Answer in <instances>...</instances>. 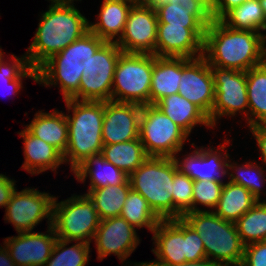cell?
<instances>
[{"instance_id":"6da1fadb","label":"cell","mask_w":266,"mask_h":266,"mask_svg":"<svg viewBox=\"0 0 266 266\" xmlns=\"http://www.w3.org/2000/svg\"><path fill=\"white\" fill-rule=\"evenodd\" d=\"M266 32L236 30L220 20L206 27L203 57L210 66L248 71L265 62Z\"/></svg>"},{"instance_id":"7a4b0ae2","label":"cell","mask_w":266,"mask_h":266,"mask_svg":"<svg viewBox=\"0 0 266 266\" xmlns=\"http://www.w3.org/2000/svg\"><path fill=\"white\" fill-rule=\"evenodd\" d=\"M39 20L33 42L25 53L29 65L36 70L89 31V21L74 4H49Z\"/></svg>"},{"instance_id":"3957f363","label":"cell","mask_w":266,"mask_h":266,"mask_svg":"<svg viewBox=\"0 0 266 266\" xmlns=\"http://www.w3.org/2000/svg\"><path fill=\"white\" fill-rule=\"evenodd\" d=\"M65 114L68 124V143L63 155L73 172L87 158L101 154L104 101L67 99Z\"/></svg>"},{"instance_id":"277c9868","label":"cell","mask_w":266,"mask_h":266,"mask_svg":"<svg viewBox=\"0 0 266 266\" xmlns=\"http://www.w3.org/2000/svg\"><path fill=\"white\" fill-rule=\"evenodd\" d=\"M104 43V40L89 30L44 62L37 69L36 83L50 88L58 85L63 99H71L79 90L83 69Z\"/></svg>"},{"instance_id":"5b68a950","label":"cell","mask_w":266,"mask_h":266,"mask_svg":"<svg viewBox=\"0 0 266 266\" xmlns=\"http://www.w3.org/2000/svg\"><path fill=\"white\" fill-rule=\"evenodd\" d=\"M182 218L200 236L206 258L222 266H241L245 245L234 222L223 220L208 209L187 212Z\"/></svg>"},{"instance_id":"8992f818","label":"cell","mask_w":266,"mask_h":266,"mask_svg":"<svg viewBox=\"0 0 266 266\" xmlns=\"http://www.w3.org/2000/svg\"><path fill=\"white\" fill-rule=\"evenodd\" d=\"M174 158L149 156L129 176L131 188L141 194L161 220L173 219Z\"/></svg>"},{"instance_id":"52a82bcc","label":"cell","mask_w":266,"mask_h":266,"mask_svg":"<svg viewBox=\"0 0 266 266\" xmlns=\"http://www.w3.org/2000/svg\"><path fill=\"white\" fill-rule=\"evenodd\" d=\"M100 223L97 210L86 194L53 201L52 226L57 238L90 244Z\"/></svg>"},{"instance_id":"ba28073f","label":"cell","mask_w":266,"mask_h":266,"mask_svg":"<svg viewBox=\"0 0 266 266\" xmlns=\"http://www.w3.org/2000/svg\"><path fill=\"white\" fill-rule=\"evenodd\" d=\"M152 54L122 53L117 61L111 101L150 104Z\"/></svg>"},{"instance_id":"9c48e42d","label":"cell","mask_w":266,"mask_h":266,"mask_svg":"<svg viewBox=\"0 0 266 266\" xmlns=\"http://www.w3.org/2000/svg\"><path fill=\"white\" fill-rule=\"evenodd\" d=\"M188 135L157 106L143 105L139 138L148 156H178L183 151Z\"/></svg>"},{"instance_id":"30bf717a","label":"cell","mask_w":266,"mask_h":266,"mask_svg":"<svg viewBox=\"0 0 266 266\" xmlns=\"http://www.w3.org/2000/svg\"><path fill=\"white\" fill-rule=\"evenodd\" d=\"M122 53L116 43L105 42L83 69L79 90L71 99L104 102L111 100L115 67Z\"/></svg>"},{"instance_id":"8fae6325","label":"cell","mask_w":266,"mask_h":266,"mask_svg":"<svg viewBox=\"0 0 266 266\" xmlns=\"http://www.w3.org/2000/svg\"><path fill=\"white\" fill-rule=\"evenodd\" d=\"M214 79L215 100L208 120L212 129L221 117L242 113L248 125L249 104L247 97L246 72L236 69L210 66Z\"/></svg>"},{"instance_id":"7c38bea8","label":"cell","mask_w":266,"mask_h":266,"mask_svg":"<svg viewBox=\"0 0 266 266\" xmlns=\"http://www.w3.org/2000/svg\"><path fill=\"white\" fill-rule=\"evenodd\" d=\"M55 196L40 192L36 188H24L11 195L5 207L4 220L12 223L17 233L32 232L45 218L52 225L53 201Z\"/></svg>"},{"instance_id":"4fadbf2b","label":"cell","mask_w":266,"mask_h":266,"mask_svg":"<svg viewBox=\"0 0 266 266\" xmlns=\"http://www.w3.org/2000/svg\"><path fill=\"white\" fill-rule=\"evenodd\" d=\"M156 10L138 0L130 9L124 33L116 43L123 53L153 54L157 40Z\"/></svg>"},{"instance_id":"5bb4252c","label":"cell","mask_w":266,"mask_h":266,"mask_svg":"<svg viewBox=\"0 0 266 266\" xmlns=\"http://www.w3.org/2000/svg\"><path fill=\"white\" fill-rule=\"evenodd\" d=\"M178 93L209 117L215 100L214 79L210 65L201 56L182 58V76Z\"/></svg>"},{"instance_id":"9a60e30c","label":"cell","mask_w":266,"mask_h":266,"mask_svg":"<svg viewBox=\"0 0 266 266\" xmlns=\"http://www.w3.org/2000/svg\"><path fill=\"white\" fill-rule=\"evenodd\" d=\"M137 230L122 217L100 220L94 236L97 260H103L114 254L122 262L136 250L140 244Z\"/></svg>"},{"instance_id":"2e32d148","label":"cell","mask_w":266,"mask_h":266,"mask_svg":"<svg viewBox=\"0 0 266 266\" xmlns=\"http://www.w3.org/2000/svg\"><path fill=\"white\" fill-rule=\"evenodd\" d=\"M230 139L224 140L223 144L215 149L210 147H196L192 153L182 155L184 158L174 156L178 170L188 175L192 180H215L223 182L222 177L227 175V160L230 157L225 147L230 144ZM221 149V150H220ZM225 152H224V151ZM224 152V153H223Z\"/></svg>"},{"instance_id":"e0dca14e","label":"cell","mask_w":266,"mask_h":266,"mask_svg":"<svg viewBox=\"0 0 266 266\" xmlns=\"http://www.w3.org/2000/svg\"><path fill=\"white\" fill-rule=\"evenodd\" d=\"M205 30L158 23L155 56L190 59L203 56Z\"/></svg>"},{"instance_id":"ac0fdd59","label":"cell","mask_w":266,"mask_h":266,"mask_svg":"<svg viewBox=\"0 0 266 266\" xmlns=\"http://www.w3.org/2000/svg\"><path fill=\"white\" fill-rule=\"evenodd\" d=\"M142 106L136 103L104 102L103 144L127 142L139 138Z\"/></svg>"},{"instance_id":"d6986e66","label":"cell","mask_w":266,"mask_h":266,"mask_svg":"<svg viewBox=\"0 0 266 266\" xmlns=\"http://www.w3.org/2000/svg\"><path fill=\"white\" fill-rule=\"evenodd\" d=\"M45 232H22L4 239L16 266H45L57 240L52 225Z\"/></svg>"},{"instance_id":"ffe728a7","label":"cell","mask_w":266,"mask_h":266,"mask_svg":"<svg viewBox=\"0 0 266 266\" xmlns=\"http://www.w3.org/2000/svg\"><path fill=\"white\" fill-rule=\"evenodd\" d=\"M154 261L126 262L124 266H144L145 263L176 264L185 262V220L183 218L161 220L152 232ZM127 263H130V265Z\"/></svg>"},{"instance_id":"44dd1931","label":"cell","mask_w":266,"mask_h":266,"mask_svg":"<svg viewBox=\"0 0 266 266\" xmlns=\"http://www.w3.org/2000/svg\"><path fill=\"white\" fill-rule=\"evenodd\" d=\"M138 0H103L97 22H89V30L105 42L117 43L124 33L131 7Z\"/></svg>"},{"instance_id":"7402d4cb","label":"cell","mask_w":266,"mask_h":266,"mask_svg":"<svg viewBox=\"0 0 266 266\" xmlns=\"http://www.w3.org/2000/svg\"><path fill=\"white\" fill-rule=\"evenodd\" d=\"M23 138L24 163L21 168L31 175L46 170L57 172L61 164H65L63 154L54 146L32 135L26 128L18 132Z\"/></svg>"},{"instance_id":"603a6c76","label":"cell","mask_w":266,"mask_h":266,"mask_svg":"<svg viewBox=\"0 0 266 266\" xmlns=\"http://www.w3.org/2000/svg\"><path fill=\"white\" fill-rule=\"evenodd\" d=\"M182 76V58L157 57L152 54L150 104L178 93Z\"/></svg>"},{"instance_id":"cb8c5ba5","label":"cell","mask_w":266,"mask_h":266,"mask_svg":"<svg viewBox=\"0 0 266 266\" xmlns=\"http://www.w3.org/2000/svg\"><path fill=\"white\" fill-rule=\"evenodd\" d=\"M26 129L35 137L57 148L63 155L68 143V124L65 112L53 109L52 112L37 111Z\"/></svg>"},{"instance_id":"d4e9b609","label":"cell","mask_w":266,"mask_h":266,"mask_svg":"<svg viewBox=\"0 0 266 266\" xmlns=\"http://www.w3.org/2000/svg\"><path fill=\"white\" fill-rule=\"evenodd\" d=\"M157 106L174 123H176L189 137L195 126L211 127L208 117L192 102L179 93L172 94L159 100Z\"/></svg>"},{"instance_id":"484cf974","label":"cell","mask_w":266,"mask_h":266,"mask_svg":"<svg viewBox=\"0 0 266 266\" xmlns=\"http://www.w3.org/2000/svg\"><path fill=\"white\" fill-rule=\"evenodd\" d=\"M73 174L77 181L82 183H85L89 176L90 183L88 189L121 184L128 178L127 174L111 162L105 160L101 154L87 158L73 171Z\"/></svg>"},{"instance_id":"4316f807","label":"cell","mask_w":266,"mask_h":266,"mask_svg":"<svg viewBox=\"0 0 266 266\" xmlns=\"http://www.w3.org/2000/svg\"><path fill=\"white\" fill-rule=\"evenodd\" d=\"M258 200L242 185L227 181L223 184L221 197L213 212L223 220L236 222Z\"/></svg>"},{"instance_id":"83f0119b","label":"cell","mask_w":266,"mask_h":266,"mask_svg":"<svg viewBox=\"0 0 266 266\" xmlns=\"http://www.w3.org/2000/svg\"><path fill=\"white\" fill-rule=\"evenodd\" d=\"M248 127L266 125V61L246 71Z\"/></svg>"},{"instance_id":"f1b7e54d","label":"cell","mask_w":266,"mask_h":266,"mask_svg":"<svg viewBox=\"0 0 266 266\" xmlns=\"http://www.w3.org/2000/svg\"><path fill=\"white\" fill-rule=\"evenodd\" d=\"M131 189L129 178L117 185L88 189L86 194L93 202L100 220L119 217Z\"/></svg>"},{"instance_id":"f546056e","label":"cell","mask_w":266,"mask_h":266,"mask_svg":"<svg viewBox=\"0 0 266 266\" xmlns=\"http://www.w3.org/2000/svg\"><path fill=\"white\" fill-rule=\"evenodd\" d=\"M101 155L128 176L149 157L140 138L122 143L104 144Z\"/></svg>"},{"instance_id":"4dcf8cb0","label":"cell","mask_w":266,"mask_h":266,"mask_svg":"<svg viewBox=\"0 0 266 266\" xmlns=\"http://www.w3.org/2000/svg\"><path fill=\"white\" fill-rule=\"evenodd\" d=\"M4 52L0 53V87L6 89L2 90L3 95H17L20 89L24 88L22 85V80L24 78H31L37 82V70L34 67H31L28 63L26 54L17 57L14 54H11V60L4 61ZM1 94V91H0Z\"/></svg>"},{"instance_id":"1f68e13d","label":"cell","mask_w":266,"mask_h":266,"mask_svg":"<svg viewBox=\"0 0 266 266\" xmlns=\"http://www.w3.org/2000/svg\"><path fill=\"white\" fill-rule=\"evenodd\" d=\"M220 21L229 28L236 30L266 31V18L260 0H247L229 10Z\"/></svg>"},{"instance_id":"d6a6232c","label":"cell","mask_w":266,"mask_h":266,"mask_svg":"<svg viewBox=\"0 0 266 266\" xmlns=\"http://www.w3.org/2000/svg\"><path fill=\"white\" fill-rule=\"evenodd\" d=\"M158 23L186 28H206L212 22L210 10H188L180 3H168L156 9Z\"/></svg>"},{"instance_id":"836d02e7","label":"cell","mask_w":266,"mask_h":266,"mask_svg":"<svg viewBox=\"0 0 266 266\" xmlns=\"http://www.w3.org/2000/svg\"><path fill=\"white\" fill-rule=\"evenodd\" d=\"M120 217L124 218L135 229L146 227L150 232H153L161 221L147 200L132 188L124 202Z\"/></svg>"},{"instance_id":"e575fe53","label":"cell","mask_w":266,"mask_h":266,"mask_svg":"<svg viewBox=\"0 0 266 266\" xmlns=\"http://www.w3.org/2000/svg\"><path fill=\"white\" fill-rule=\"evenodd\" d=\"M245 164L239 165L237 162L233 163L227 160V177L232 183L242 185L245 189L249 190L252 195L258 200L262 201L261 190L264 183H266L265 169L256 162H244ZM235 171V172H234Z\"/></svg>"},{"instance_id":"d590c367","label":"cell","mask_w":266,"mask_h":266,"mask_svg":"<svg viewBox=\"0 0 266 266\" xmlns=\"http://www.w3.org/2000/svg\"><path fill=\"white\" fill-rule=\"evenodd\" d=\"M235 224L244 245L266 241V200L258 201Z\"/></svg>"},{"instance_id":"8d00e7d4","label":"cell","mask_w":266,"mask_h":266,"mask_svg":"<svg viewBox=\"0 0 266 266\" xmlns=\"http://www.w3.org/2000/svg\"><path fill=\"white\" fill-rule=\"evenodd\" d=\"M70 243L57 238L45 266H86L90 260V244L75 241L76 244L69 246Z\"/></svg>"},{"instance_id":"74e56055","label":"cell","mask_w":266,"mask_h":266,"mask_svg":"<svg viewBox=\"0 0 266 266\" xmlns=\"http://www.w3.org/2000/svg\"><path fill=\"white\" fill-rule=\"evenodd\" d=\"M192 180L188 175L181 173L179 170L173 178V219L182 218L187 212H192L193 200Z\"/></svg>"},{"instance_id":"f35d334b","label":"cell","mask_w":266,"mask_h":266,"mask_svg":"<svg viewBox=\"0 0 266 266\" xmlns=\"http://www.w3.org/2000/svg\"><path fill=\"white\" fill-rule=\"evenodd\" d=\"M225 182L215 180L194 181L192 212L203 211L198 205L205 206L212 211L216 207L222 193Z\"/></svg>"},{"instance_id":"ab89813d","label":"cell","mask_w":266,"mask_h":266,"mask_svg":"<svg viewBox=\"0 0 266 266\" xmlns=\"http://www.w3.org/2000/svg\"><path fill=\"white\" fill-rule=\"evenodd\" d=\"M185 262L206 258L203 242L198 233L185 221Z\"/></svg>"},{"instance_id":"60d3db41","label":"cell","mask_w":266,"mask_h":266,"mask_svg":"<svg viewBox=\"0 0 266 266\" xmlns=\"http://www.w3.org/2000/svg\"><path fill=\"white\" fill-rule=\"evenodd\" d=\"M241 266H266V241L245 245Z\"/></svg>"},{"instance_id":"b9f144b4","label":"cell","mask_w":266,"mask_h":266,"mask_svg":"<svg viewBox=\"0 0 266 266\" xmlns=\"http://www.w3.org/2000/svg\"><path fill=\"white\" fill-rule=\"evenodd\" d=\"M16 181L4 174H0V207L5 208L11 195L16 189Z\"/></svg>"},{"instance_id":"7bdbcfd3","label":"cell","mask_w":266,"mask_h":266,"mask_svg":"<svg viewBox=\"0 0 266 266\" xmlns=\"http://www.w3.org/2000/svg\"><path fill=\"white\" fill-rule=\"evenodd\" d=\"M247 0H215V7L211 12L213 20H220L229 10L241 5Z\"/></svg>"},{"instance_id":"ee69618b","label":"cell","mask_w":266,"mask_h":266,"mask_svg":"<svg viewBox=\"0 0 266 266\" xmlns=\"http://www.w3.org/2000/svg\"><path fill=\"white\" fill-rule=\"evenodd\" d=\"M250 132L256 140L263 165H266V125H256L249 127Z\"/></svg>"},{"instance_id":"f6af8a7d","label":"cell","mask_w":266,"mask_h":266,"mask_svg":"<svg viewBox=\"0 0 266 266\" xmlns=\"http://www.w3.org/2000/svg\"><path fill=\"white\" fill-rule=\"evenodd\" d=\"M180 3L188 10H210L215 7V0H170L169 3Z\"/></svg>"},{"instance_id":"bcb514c9","label":"cell","mask_w":266,"mask_h":266,"mask_svg":"<svg viewBox=\"0 0 266 266\" xmlns=\"http://www.w3.org/2000/svg\"><path fill=\"white\" fill-rule=\"evenodd\" d=\"M144 266H222L215 261L208 258L201 259L198 261H189L184 263L167 264V263H145Z\"/></svg>"},{"instance_id":"7dc6e473","label":"cell","mask_w":266,"mask_h":266,"mask_svg":"<svg viewBox=\"0 0 266 266\" xmlns=\"http://www.w3.org/2000/svg\"><path fill=\"white\" fill-rule=\"evenodd\" d=\"M0 266H16L5 245L0 247Z\"/></svg>"},{"instance_id":"c3c4849f","label":"cell","mask_w":266,"mask_h":266,"mask_svg":"<svg viewBox=\"0 0 266 266\" xmlns=\"http://www.w3.org/2000/svg\"><path fill=\"white\" fill-rule=\"evenodd\" d=\"M146 7L156 10L162 5L168 4L170 0H140Z\"/></svg>"},{"instance_id":"681fc988","label":"cell","mask_w":266,"mask_h":266,"mask_svg":"<svg viewBox=\"0 0 266 266\" xmlns=\"http://www.w3.org/2000/svg\"><path fill=\"white\" fill-rule=\"evenodd\" d=\"M51 1V4H74V1L77 0H49ZM82 1V0H78Z\"/></svg>"},{"instance_id":"f907efd6","label":"cell","mask_w":266,"mask_h":266,"mask_svg":"<svg viewBox=\"0 0 266 266\" xmlns=\"http://www.w3.org/2000/svg\"><path fill=\"white\" fill-rule=\"evenodd\" d=\"M260 3L263 9L264 16L266 18V0H260Z\"/></svg>"},{"instance_id":"816d5d0a","label":"cell","mask_w":266,"mask_h":266,"mask_svg":"<svg viewBox=\"0 0 266 266\" xmlns=\"http://www.w3.org/2000/svg\"><path fill=\"white\" fill-rule=\"evenodd\" d=\"M265 61H266V41H265Z\"/></svg>"}]
</instances>
